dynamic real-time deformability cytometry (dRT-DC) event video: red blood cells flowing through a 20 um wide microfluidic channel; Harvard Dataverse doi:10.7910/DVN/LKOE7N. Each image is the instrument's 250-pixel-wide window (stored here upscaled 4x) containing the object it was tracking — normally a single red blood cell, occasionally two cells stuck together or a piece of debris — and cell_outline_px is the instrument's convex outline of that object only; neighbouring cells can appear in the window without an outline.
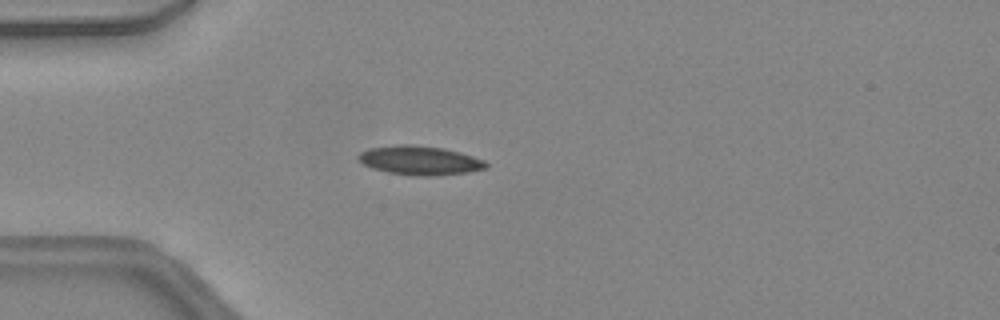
{"species": "common noctule bat (a hibernating species)", "species_latin": "Nyctalus noctula", "temperature_condition": "warm", "stored_images_in_passage": 47, "camera_frame_rate_fps": 3000, "um_per_image_px": 0.085, "animal": {"sex": "female", "body_mass_g": 24.6, "forearm_length_mm": 56.2}, "frame": {"image": 1, "passage_image": 14, "time_ms": 4.333, "image_size_px": [1000, 320], "cell_outline_px": [[488, 168], [468, 172], [432, 176], [416, 176], [388, 172], [372, 168], [356, 160], [356, 156], [360, 152], [368, 148], [396, 144], [412, 144], [444, 148], [460, 152], [484, 160], [488, 164]], "centroid_in_image_um": [35.65, 13.62], "position_along_channel_um": 49.3, "area_um2": 21.85}}
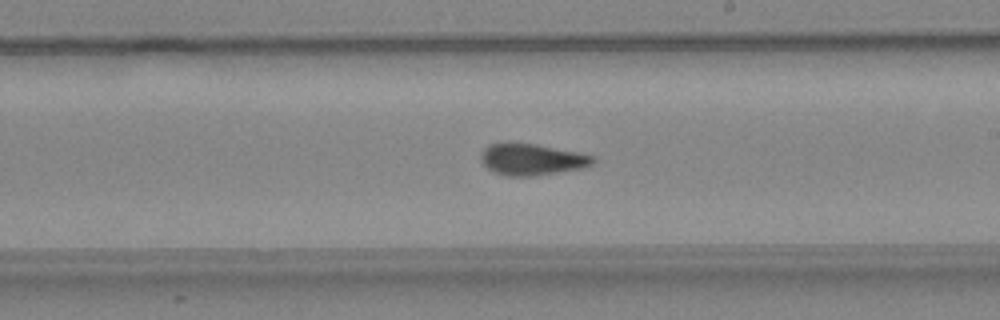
{"frame": {"image": 2, "passage_image": 28, "time_ms": 9.0, "image_size_px": [1000, 320], "cell_outline_px": [[596, 160], [592, 164], [584, 168], [532, 176], [508, 176], [496, 172], [488, 168], [480, 160], [480, 152], [488, 144], [536, 144], [580, 152], [592, 156]], "centroid_in_image_um": [45.22, 13.56], "position_along_channel_um": 243.8, "area_um2": 20.35}}
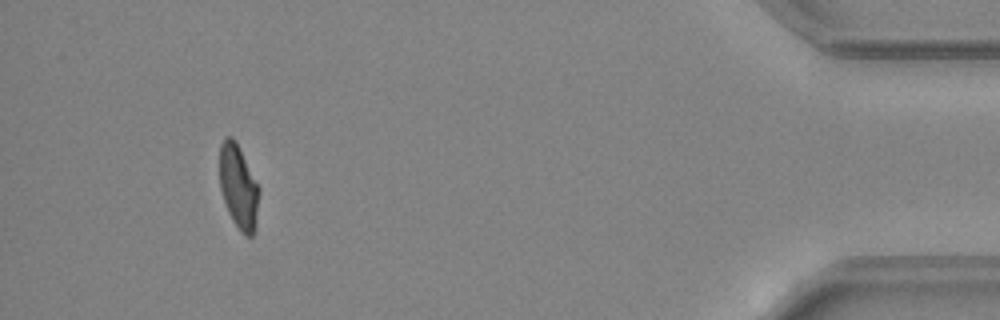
{"frame": {"image": 3, "passage_image": 44, "time_ms": 14.333, "image_size_px": [1000, 320], "cell_outline_px": [[260, 192], [256, 228], [252, 236], [244, 236], [240, 232], [232, 220], [228, 212], [220, 188], [220, 144], [224, 136], [232, 136], [236, 140], [260, 188]], "centroid_in_image_um": [20.29, 15.89], "position_along_channel_um": 414.9, "area_um2": 19.71}, "authors_computed_cell_mechanics": {"area_um2": 20.1722, "velocity_mm_per_s": 4.4724, "shape_relaxation_time_tau1_ms": null, "shape_relaxation_time_tau2_ms": 2.1398, "deformation_change_tau1": null, "deformation_change_tau2": 0.052}}